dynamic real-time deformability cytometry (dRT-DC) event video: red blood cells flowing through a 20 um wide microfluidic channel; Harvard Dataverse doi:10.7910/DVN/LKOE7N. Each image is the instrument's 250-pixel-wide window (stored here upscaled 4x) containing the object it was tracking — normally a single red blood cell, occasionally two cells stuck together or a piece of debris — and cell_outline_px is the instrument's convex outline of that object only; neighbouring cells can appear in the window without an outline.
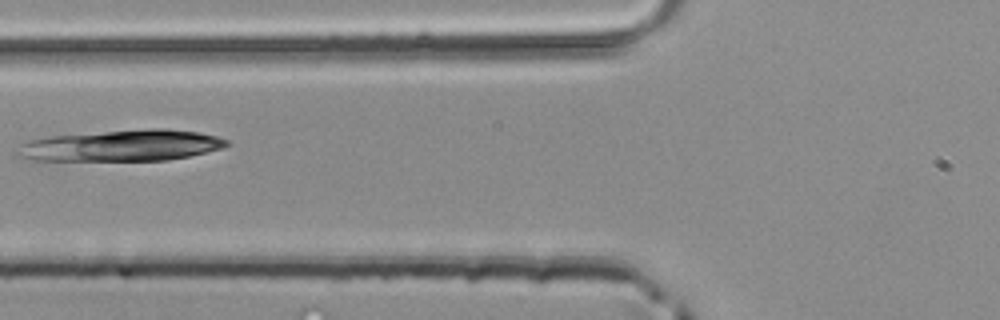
{"species": "common noctule bat (a hibernating species)", "species_latin": "Nyctalus noctula", "temperature_condition": "room temperature", "stored_images_in_passage": 3, "camera_frame_rate_fps": 3000, "um_per_image_px": 0.085, "animal": {"sex": "male", "body_mass_g": 20.4}, "frame": {"image": 1, "passage_image": 3, "time_ms": 0.667, "image_size_px": [1000, 320], "cell_outline_px": [[228, 144], [220, 148], [188, 156], [168, 160], [36, 160], [16, 156], [12, 152], [12, 148], [20, 144], [32, 140], [48, 136], [148, 128], [164, 128], [200, 132], [216, 136], [228, 140]], "centroid_in_image_um": [10.26, 12.36], "position_along_channel_um": 115.5, "area_um2": 38.15}}